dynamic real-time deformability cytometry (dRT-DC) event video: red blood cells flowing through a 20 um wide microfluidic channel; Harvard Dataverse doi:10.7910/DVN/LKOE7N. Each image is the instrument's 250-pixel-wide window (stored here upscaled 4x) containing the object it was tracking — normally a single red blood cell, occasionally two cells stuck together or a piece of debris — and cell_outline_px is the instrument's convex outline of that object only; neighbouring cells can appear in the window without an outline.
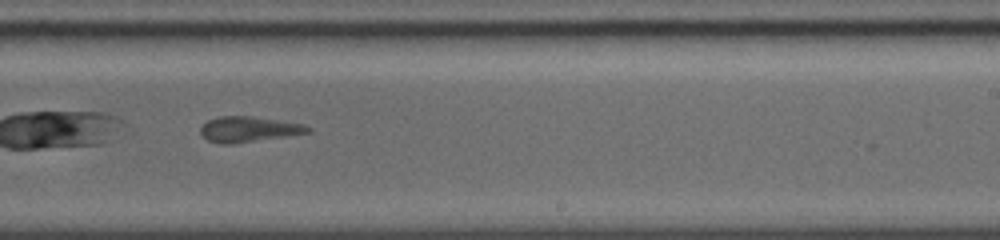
{"species": "common noctule bat (a hibernating species)", "species_latin": "Nyctalus noctula", "temperature_condition": "warm", "stored_images_in_passage": 13, "camera_frame_rate_fps": 5000, "um_per_image_px": 0.085, "animal": {"sex": "female", "body_mass_g": 19.0, "forearm_length_mm": 56.7}, "frame": {"image": 1, "passage_image": 10, "time_ms": 4.8, "image_size_px": [1000, 240], "cell_outline_px": [[312, 132], [232, 144], [220, 144], [208, 140], [200, 136], [200, 124], [208, 120], [220, 116], [252, 116], [304, 124], [312, 128]], "centroid_in_image_um": [21.09, 10.98], "position_along_channel_um": 267.9, "area_um2": 16.07}}